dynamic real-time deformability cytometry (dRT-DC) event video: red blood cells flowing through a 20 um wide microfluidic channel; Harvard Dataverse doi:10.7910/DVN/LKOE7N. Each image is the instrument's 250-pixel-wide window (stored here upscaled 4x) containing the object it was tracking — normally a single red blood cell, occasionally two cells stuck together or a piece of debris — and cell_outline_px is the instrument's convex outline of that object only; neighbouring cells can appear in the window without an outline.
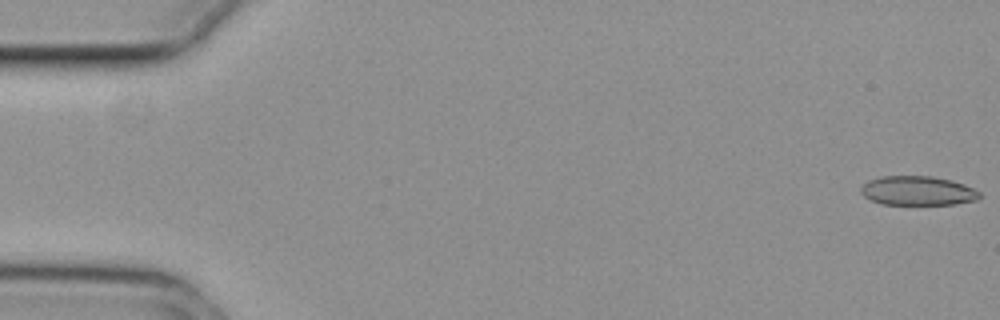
{"species": "common noctule bat (a hibernating species)", "species_latin": "Nyctalus noctula", "temperature_condition": "cold", "stored_images_in_passage": 55, "camera_frame_rate_fps": 3000, "um_per_image_px": 0.085, "animal": {"sex": "female", "body_mass_g": 29.2, "forearm_length_mm": 56.3}, "frame": {"image": 1, "passage_image": 1, "time_ms": 0.0, "image_size_px": [1000, 320], "cell_outline_px": [[980, 196], [976, 200], [956, 204], [880, 204], [864, 196], [860, 192], [860, 188], [868, 180], [880, 176], [932, 176], [952, 180], [964, 184], [980, 192]], "centroid_in_image_um": [77.99, 16.21], "position_along_channel_um": 7.0, "area_um2": 20.23}}
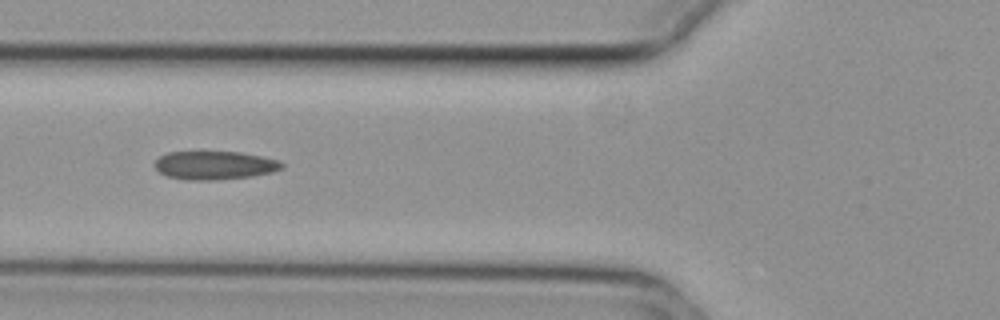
{"frame": {"image": 2, "passage_image": 21, "time_ms": 6.667, "image_size_px": [1000, 320], "cell_outline_px": [[284, 168], [272, 172], [252, 176], [216, 180], [188, 180], [168, 176], [160, 172], [152, 164], [160, 156], [168, 152], [200, 148], [240, 152], [280, 160], [284, 164]], "centroid_in_image_um": [18.21, 13.99], "position_along_channel_um": 107.6, "area_um2": 22.14}}
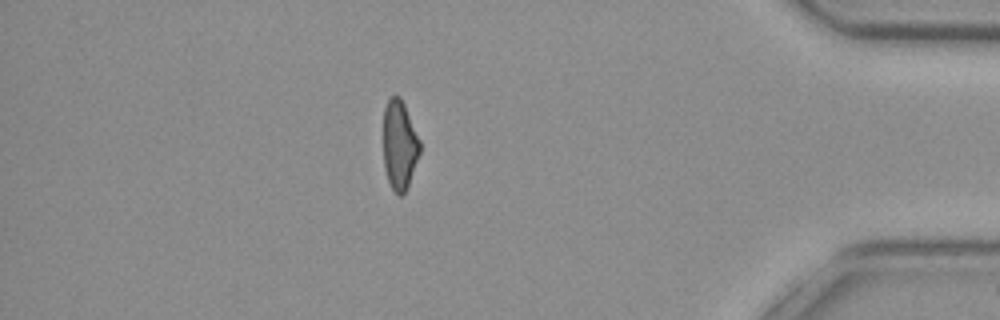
{"frame": {"image": 3, "passage_image": 48, "time_ms": 15.667, "image_size_px": [1000, 320], "cell_outline_px": [[420, 152], [408, 188], [400, 196], [392, 188], [388, 180], [384, 168], [384, 108], [388, 100], [392, 96], [400, 96], [404, 104], [420, 140]], "centroid_in_image_um": [33.96, 12.34], "position_along_channel_um": 401.2, "area_um2": 18.9}, "authors_computed_cell_mechanics": {"area_um2": 21.0392, "velocity_mm_per_s": 3.7547, "shape_relaxation_time_tau1_ms": null, "shape_relaxation_time_tau2_ms": 3.0651, "deformation_change_tau1": null, "deformation_change_tau2": 0.0893}}